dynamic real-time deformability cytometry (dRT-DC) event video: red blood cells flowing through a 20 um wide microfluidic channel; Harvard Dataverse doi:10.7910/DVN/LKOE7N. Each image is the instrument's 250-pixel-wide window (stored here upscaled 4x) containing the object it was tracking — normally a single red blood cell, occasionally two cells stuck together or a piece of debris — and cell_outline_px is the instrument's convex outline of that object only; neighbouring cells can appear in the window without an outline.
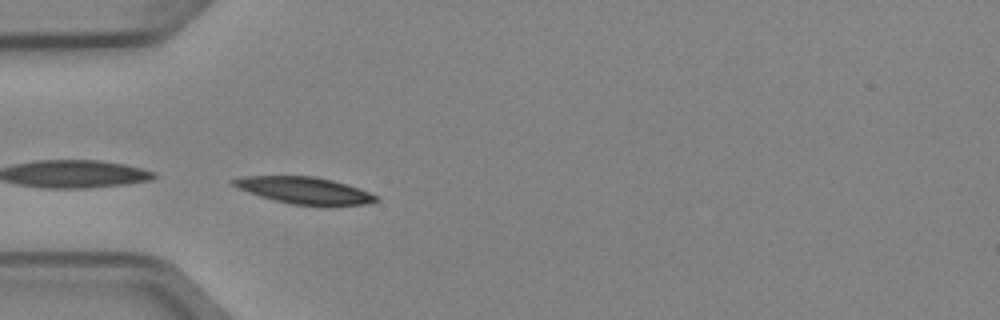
{"species": "Egyptian fruit bat (a non-hibernating species)", "species_latin": "Rousettus aegyptiacus", "temperature_condition": "cold", "stored_images_in_passage": 3, "camera_frame_rate_fps": 3000, "um_per_image_px": 0.085, "animal": {"sex": "female"}, "frame": {"image": 1, "passage_image": 3, "time_ms": 0.667, "image_size_px": [1000, 320], "cell_outline_px": [[380, 200], [368, 204], [292, 204], [260, 196], [248, 192], [232, 184], [228, 180], [240, 176], [316, 176], [332, 180], [368, 192], [376, 196]], "centroid_in_image_um": [25.8, 16.15], "position_along_channel_um": 59.2, "area_um2": 21.62}}